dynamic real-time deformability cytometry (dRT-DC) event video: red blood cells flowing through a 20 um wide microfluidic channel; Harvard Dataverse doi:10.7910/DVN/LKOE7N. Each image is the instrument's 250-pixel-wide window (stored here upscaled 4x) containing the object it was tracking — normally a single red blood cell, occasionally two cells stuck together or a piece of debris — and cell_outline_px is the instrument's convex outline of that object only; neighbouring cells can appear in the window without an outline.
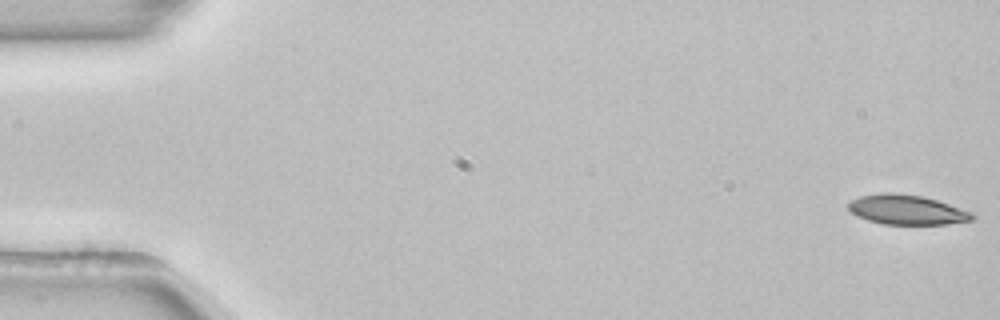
{"species": "common noctule bat (a hibernating species)", "species_latin": "Nyctalus noctula", "temperature_condition": "room temperature", "stored_images_in_passage": 54, "camera_frame_rate_fps": 3000, "um_per_image_px": 0.085, "animal": {"sex": "female", "body_mass_g": 22.7, "forearm_length_mm": 54.2}, "frame": {"image": 1, "passage_image": 1, "time_ms": 0.0, "image_size_px": [1000, 320], "cell_outline_px": [[976, 216], [972, 220], [948, 224], [884, 224], [868, 220], [852, 212], [848, 208], [848, 204], [852, 200], [860, 196], [884, 192], [896, 192], [924, 196], [972, 212]], "centroid_in_image_um": [77.1, 17.82], "position_along_channel_um": 7.9, "area_um2": 21.33}}
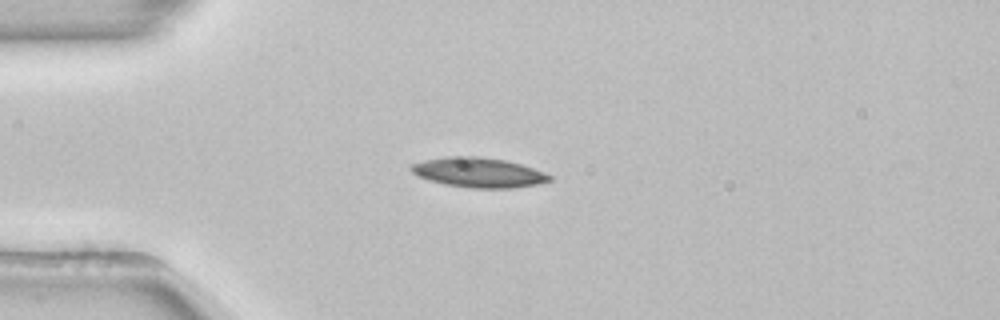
{"frame": {"image": 2, "passage_image": 14, "time_ms": 4.333, "image_size_px": [1000, 320], "cell_outline_px": [[552, 180], [540, 184], [516, 188], [468, 188], [444, 184], [428, 180], [416, 176], [408, 168], [412, 164], [424, 160], [444, 156], [480, 156], [508, 160], [544, 172], [552, 176]], "centroid_in_image_um": [40.67, 14.66], "position_along_channel_um": 44.3, "area_um2": 24.45}}
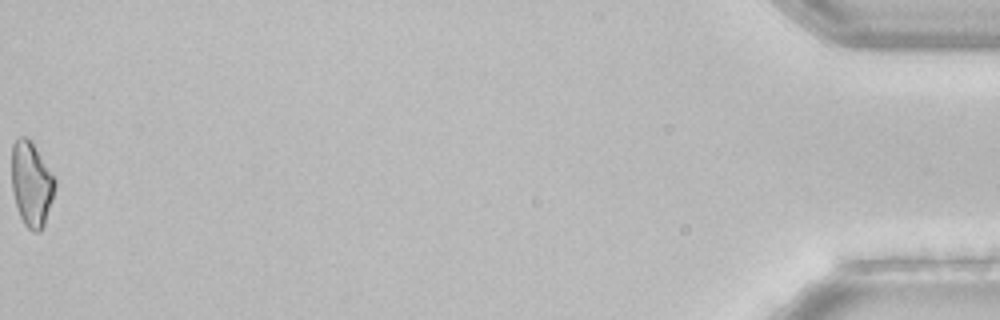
{"frame": {"image": 3, "passage_image": 54, "time_ms": 17.667, "image_size_px": [1000, 320], "cell_outline_px": [[56, 184], [44, 224], [40, 232], [32, 232], [24, 224], [20, 216], [12, 192], [12, 144], [20, 136], [24, 136], [32, 144], [56, 180]], "centroid_in_image_um": [2.65, 15.68], "position_along_channel_um": 432.6, "area_um2": 20.81}, "authors_computed_cell_mechanics": {"area_um2": 22.1663, "velocity_mm_per_s": 3.8591, "shape_relaxation_time_tau1_ms": 4.2806, "shape_relaxation_time_tau2_ms": null, "deformation_change_tau1": 0.1314, "deformation_change_tau2": null}}